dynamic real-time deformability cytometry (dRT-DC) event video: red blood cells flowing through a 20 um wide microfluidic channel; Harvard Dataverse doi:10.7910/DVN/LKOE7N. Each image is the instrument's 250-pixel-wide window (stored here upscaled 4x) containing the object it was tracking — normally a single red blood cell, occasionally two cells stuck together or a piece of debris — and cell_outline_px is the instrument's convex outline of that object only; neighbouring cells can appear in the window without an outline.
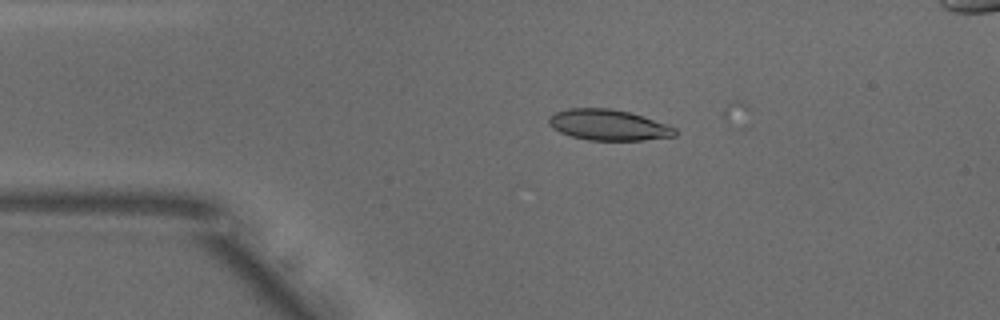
{"species": "common noctule bat (a hibernating species)", "species_latin": "Nyctalus noctula", "temperature_condition": "warm", "stored_images_in_passage": 4, "camera_frame_rate_fps": 3000, "um_per_image_px": 0.085, "animal": {"sex": "male", "body_mass_g": 18.8}, "frame": {"image": 1, "passage_image": 1, "time_ms": 0.0, "image_size_px": [1000, 320], "cell_outline_px": [[676, 136], [644, 140], [588, 140], [572, 136], [560, 132], [552, 128], [548, 124], [548, 116], [552, 112], [568, 108], [608, 108], [628, 112], [676, 128]], "centroid_in_image_um": [51.63, 10.62], "position_along_channel_um": 33.4, "area_um2": 22.54}}